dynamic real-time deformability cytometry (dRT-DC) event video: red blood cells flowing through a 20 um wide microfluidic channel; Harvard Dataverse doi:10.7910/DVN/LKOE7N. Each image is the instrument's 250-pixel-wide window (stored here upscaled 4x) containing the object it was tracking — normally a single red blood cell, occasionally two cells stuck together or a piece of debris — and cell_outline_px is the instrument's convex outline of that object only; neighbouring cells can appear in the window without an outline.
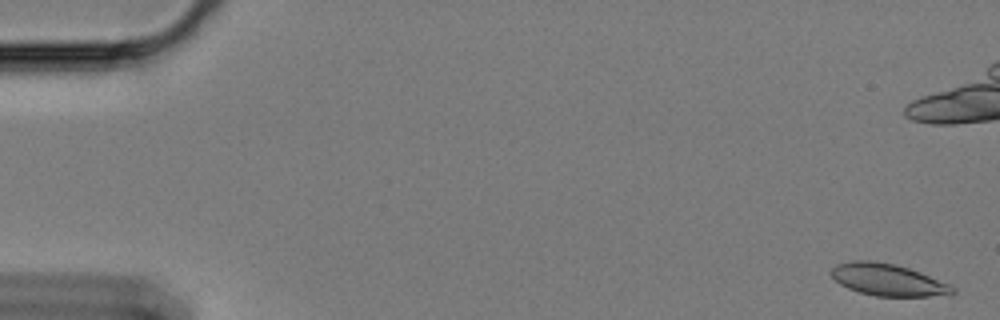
{"species": "Egyptian fruit bat (a non-hibernating species)", "species_latin": "Rousettus aegyptiacus", "temperature_condition": "cold", "stored_images_in_passage": 61, "camera_frame_rate_fps": 3000, "um_per_image_px": 0.085, "animal": {"sex": "female"}, "frame": {"image": 1, "passage_image": 2, "time_ms": 0.333, "image_size_px": [1000, 320], "cell_outline_px": [[956, 292], [928, 296], [876, 296], [860, 292], [848, 288], [840, 284], [828, 272], [836, 264], [852, 260], [872, 260], [896, 264], [920, 272], [948, 284], [956, 288]], "centroid_in_image_um": [75.41, 23.76], "position_along_channel_um": 9.6, "area_um2": 22.43}}
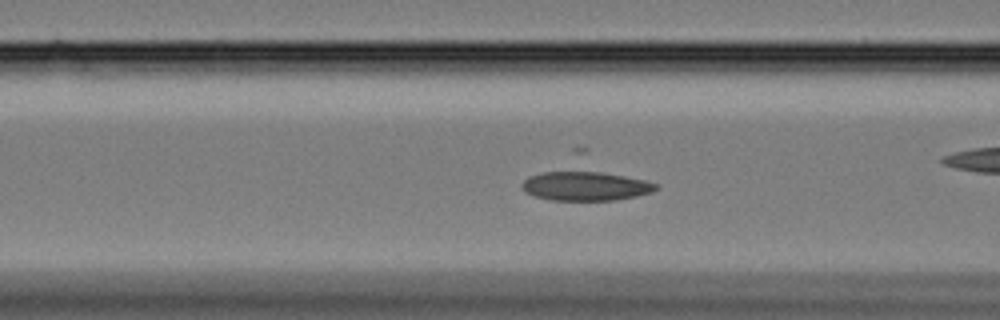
{"frame": {"image": 2, "passage_image": 24, "time_ms": 7.667, "image_size_px": [1000, 320], "cell_outline_px": [[660, 188], [652, 192], [636, 196], [616, 200], [552, 200], [536, 196], [524, 192], [524, 180], [528, 176], [544, 172], [576, 168], [584, 168], [644, 180], [660, 184]], "centroid_in_image_um": [49.79, 15.77], "position_along_channel_um": 116.8, "area_um2": 23.47}}
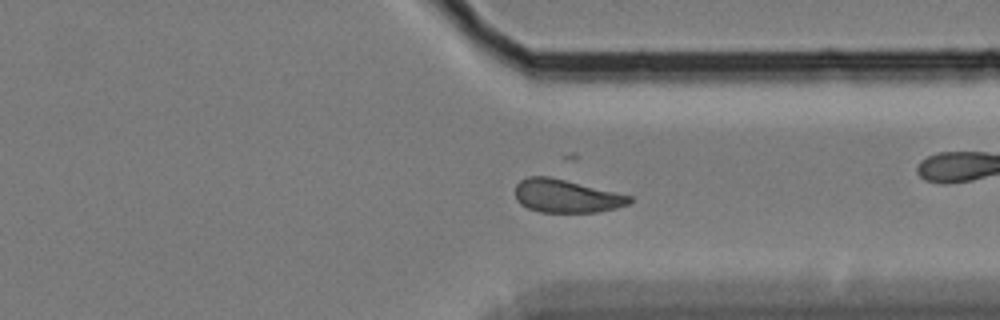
{"frame": {"image": 3, "passage_image": 46, "time_ms": 15.0, "image_size_px": [1000, 320], "cell_outline_px": [[632, 200], [628, 204], [616, 208], [596, 212], [540, 212], [528, 208], [520, 204], [516, 200], [516, 184], [520, 180], [528, 176], [548, 176], [632, 196]], "centroid_in_image_um": [48.1, 16.67], "position_along_channel_um": 363.3, "area_um2": 21.91}}